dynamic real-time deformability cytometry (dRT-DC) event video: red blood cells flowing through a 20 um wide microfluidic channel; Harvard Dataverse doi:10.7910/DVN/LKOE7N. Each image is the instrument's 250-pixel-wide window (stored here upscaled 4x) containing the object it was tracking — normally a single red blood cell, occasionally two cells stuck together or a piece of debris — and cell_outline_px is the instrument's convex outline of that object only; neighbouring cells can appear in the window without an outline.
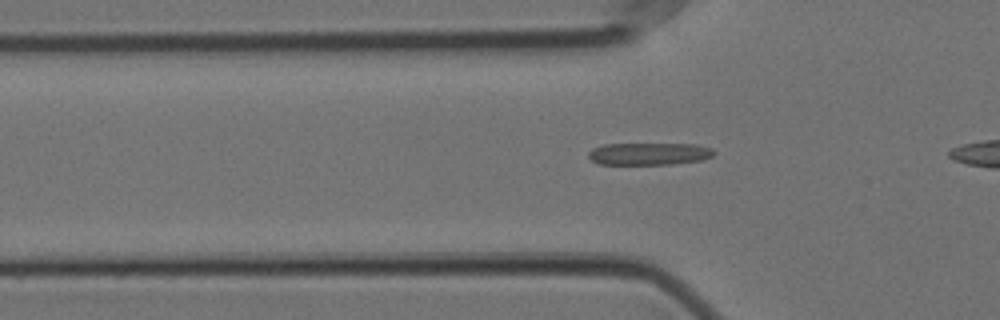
{"species": "Egyptian fruit bat (a non-hibernating species)", "species_latin": "Rousettus aegyptiacus", "temperature_condition": "cold", "stored_images_in_passage": 37, "camera_frame_rate_fps": 3000, "um_per_image_px": 0.085, "animal": {"sex": "female"}, "frame": {"image": 1, "passage_image": 9, "time_ms": 2.667, "image_size_px": [1000, 320], "cell_outline_px": [[716, 152], [712, 156], [700, 160], [672, 164], [600, 164], [592, 160], [588, 156], [588, 152], [592, 148], [604, 144], [696, 144], [712, 148]], "centroid_in_image_um": [55.17, 13.06], "position_along_channel_um": 70.6, "area_um2": 16.24}}
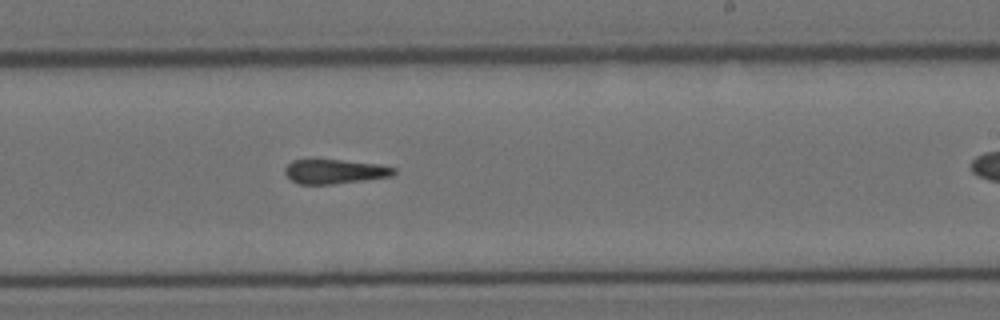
{"frame": {"image": 2, "passage_image": 25, "time_ms": 8.0, "image_size_px": [1000, 320], "cell_outline_px": [[396, 172], [392, 176], [364, 180], [332, 184], [300, 184], [292, 180], [284, 172], [284, 168], [292, 160], [340, 160], [380, 164], [396, 168]], "centroid_in_image_um": [28.47, 14.58], "position_along_channel_um": 260.5, "area_um2": 15.37}}
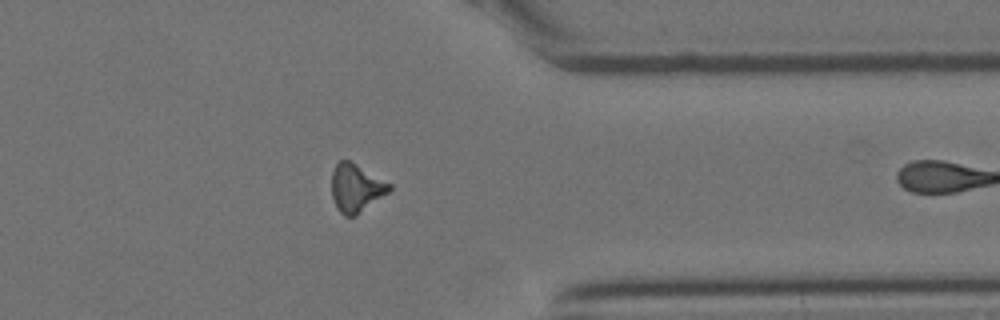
{"frame": {"image": 3, "passage_image": 36, "time_ms": 11.667, "image_size_px": [1000, 320], "cell_outline_px": [[392, 188], [388, 192], [356, 216], [344, 216], [340, 212], [332, 196], [332, 172], [336, 164], [340, 160], [348, 160], [356, 164], [392, 184]], "centroid_in_image_um": [30.27, 15.98], "position_along_channel_um": 381.1, "area_um2": 15.95}}